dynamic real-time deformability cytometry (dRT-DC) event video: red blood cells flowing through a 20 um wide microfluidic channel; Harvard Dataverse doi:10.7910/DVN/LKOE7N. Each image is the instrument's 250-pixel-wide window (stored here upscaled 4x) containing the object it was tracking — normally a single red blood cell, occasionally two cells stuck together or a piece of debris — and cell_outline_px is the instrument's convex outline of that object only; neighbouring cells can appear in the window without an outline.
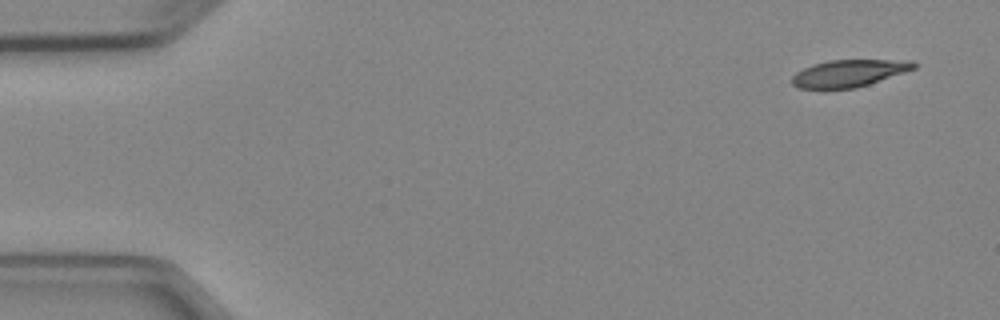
{"species": "Egyptian fruit bat (a non-hibernating species)", "species_latin": "Rousettus aegyptiacus", "temperature_condition": "cold", "stored_images_in_passage": 6, "camera_frame_rate_fps": 3000, "um_per_image_px": 0.085, "animal": {"sex": "female"}, "frame": {"image": 1, "passage_image": 1, "time_ms": 0.0, "image_size_px": [1000, 320], "cell_outline_px": [[916, 68], [856, 88], [796, 88], [792, 84], [792, 76], [796, 72], [812, 64], [828, 60], [912, 60], [916, 64]], "centroid_in_image_um": [72.14, 6.21], "position_along_channel_um": 12.9, "area_um2": 19.07}}
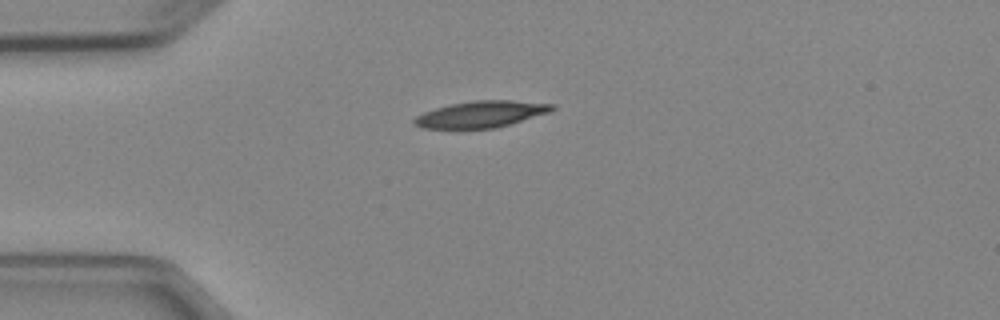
{"frame": {"image": 2, "passage_image": 4, "time_ms": 3.333, "image_size_px": [1000, 320], "cell_outline_px": [[556, 108], [548, 112], [496, 128], [420, 128], [412, 124], [412, 120], [416, 116], [424, 112], [436, 108], [452, 104], [472, 100], [512, 100], [556, 104]], "centroid_in_image_um": [40.87, 9.7], "position_along_channel_um": 44.1, "area_um2": 21.15}}
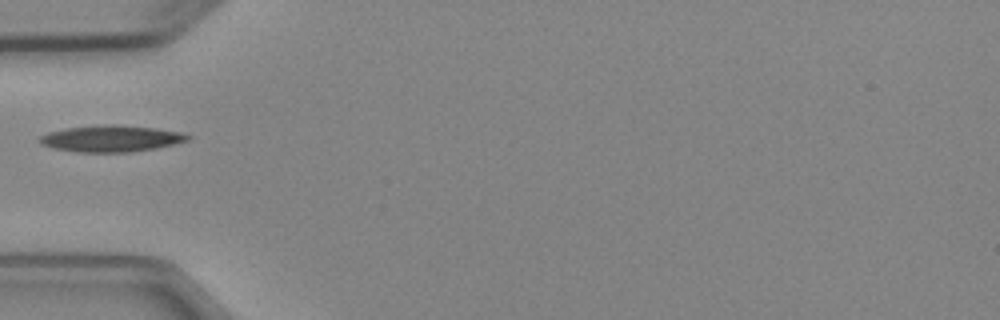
{"frame": {"image": 3, "passage_image": 5, "time_ms": 4.667, "image_size_px": [1000, 320], "cell_outline_px": [[192, 136], [188, 140], [156, 148], [132, 152], [76, 152], [56, 148], [40, 144], [36, 140], [40, 136], [48, 132], [68, 128], [100, 124], [116, 124], [156, 128], [180, 132]], "centroid_in_image_um": [9.43, 11.77], "position_along_channel_um": 75.6, "area_um2": 22.89}}